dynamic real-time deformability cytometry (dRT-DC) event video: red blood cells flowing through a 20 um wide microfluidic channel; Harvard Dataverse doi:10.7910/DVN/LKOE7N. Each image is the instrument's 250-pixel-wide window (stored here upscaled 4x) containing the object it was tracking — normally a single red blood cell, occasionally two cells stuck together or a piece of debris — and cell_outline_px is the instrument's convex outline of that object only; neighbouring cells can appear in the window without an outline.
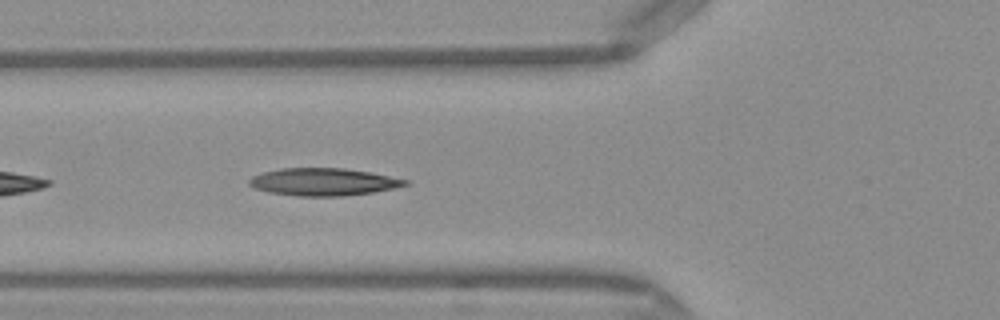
{"species": "Egyptian fruit bat (a non-hibernating species)", "species_latin": "Rousettus aegyptiacus", "temperature_condition": "warm", "stored_images_in_passage": 15, "camera_frame_rate_fps": 3000, "um_per_image_px": 0.085, "frame": {"image": 1, "passage_image": 5, "time_ms": 1.333, "image_size_px": [1000, 320], "cell_outline_px": [[408, 184], [396, 188], [372, 192], [344, 196], [300, 196], [268, 192], [256, 188], [248, 184], [248, 180], [252, 176], [264, 172], [280, 168], [344, 168], [368, 172], [408, 180]], "centroid_in_image_um": [27.46, 15.46], "position_along_channel_um": 98.3, "area_um2": 24.8}}
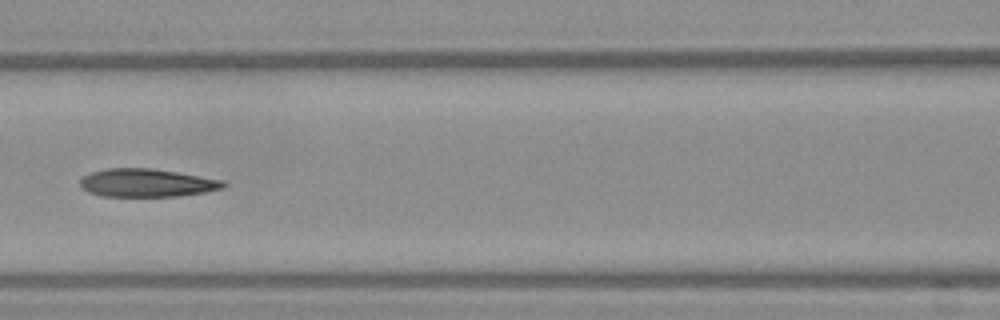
{"frame": {"image": 2, "passage_image": 9, "time_ms": 2.667, "image_size_px": [1000, 320], "cell_outline_px": [[228, 184], [224, 188], [204, 192], [180, 196], [100, 196], [88, 192], [80, 188], [80, 180], [84, 176], [92, 172], [108, 168], [152, 168], [224, 180]], "centroid_in_image_um": [12.48, 15.55], "position_along_channel_um": 154.1, "area_um2": 23.52}}
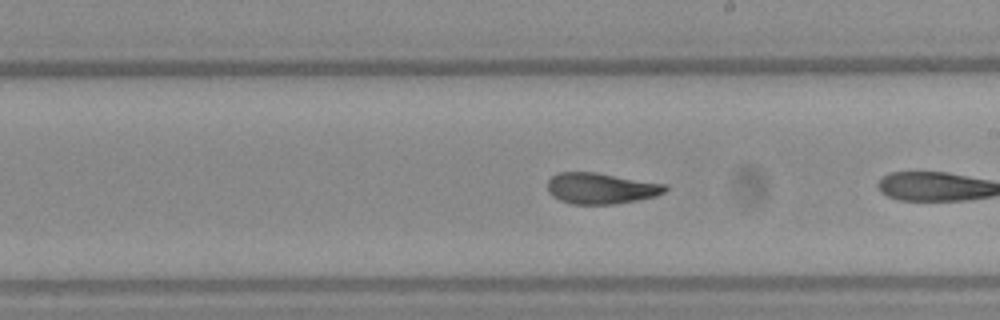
{"frame": {"image": 3, "passage_image": 13, "time_ms": 4.0, "image_size_px": [1000, 320], "cell_outline_px": [[668, 188], [664, 192], [656, 196], [616, 204], [572, 204], [560, 200], [552, 196], [548, 192], [548, 180], [556, 172], [596, 172], [668, 184]], "centroid_in_image_um": [51.08, 16.0], "position_along_channel_um": 237.9, "area_um2": 21.44}}